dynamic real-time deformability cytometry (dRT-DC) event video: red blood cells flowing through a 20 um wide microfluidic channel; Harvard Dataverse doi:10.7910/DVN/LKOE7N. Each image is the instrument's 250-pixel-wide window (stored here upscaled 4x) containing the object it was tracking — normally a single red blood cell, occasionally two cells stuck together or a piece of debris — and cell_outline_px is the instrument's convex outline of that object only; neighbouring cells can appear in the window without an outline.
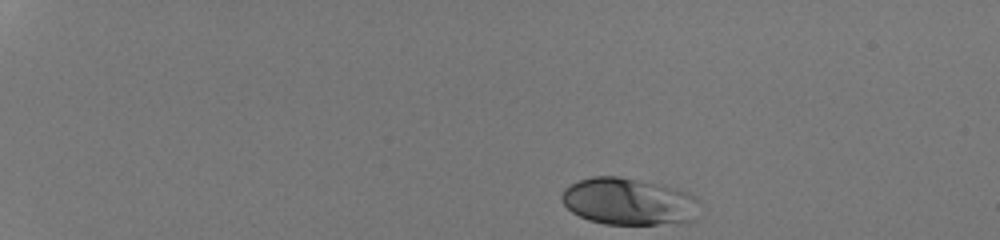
{"species": "human", "species_latin": "Homo sapiens", "temperature_condition": "room temperature", "stored_images_in_passage": 38, "camera_frame_rate_fps": 3000, "um_per_image_px": 0.085, "donor": {"sex": "male"}, "frame": {"image": 1, "passage_image": 1, "time_ms": 0.0, "image_size_px": [1000, 240], "cell_outline_px": [[696, 200], [692, 220], [656, 224], [604, 224], [588, 220], [572, 212], [564, 204], [560, 196], [564, 188], [580, 180], [592, 176], [620, 176], [676, 188], [688, 192]], "centroid_in_image_um": [53.34, 17.11], "position_along_channel_um": 31.7, "area_um2": 37.11}}
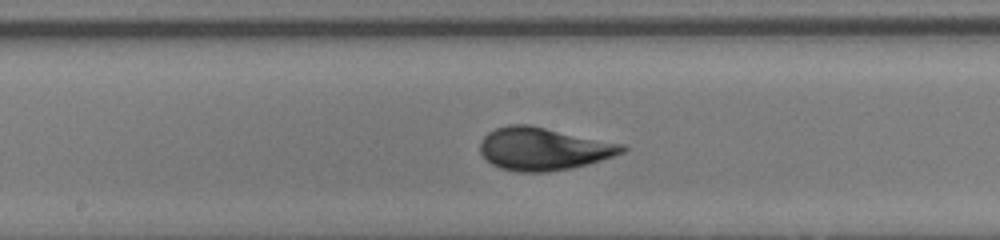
{"frame": {"image": 2, "passage_image": 22, "time_ms": 7.0, "image_size_px": [1000, 240], "cell_outline_px": [[628, 148], [624, 152], [588, 164], [548, 172], [516, 172], [500, 168], [492, 164], [480, 152], [480, 140], [488, 132], [496, 128], [508, 124], [532, 124], [624, 144]], "centroid_in_image_um": [46.18, 12.63], "position_along_channel_um": 202.0, "area_um2": 35.6}}
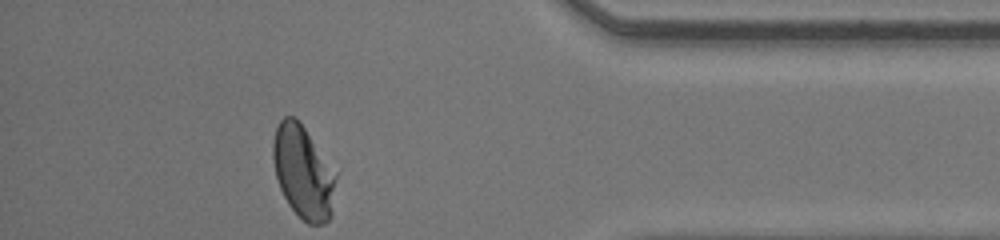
{"frame": {"image": 3, "passage_image": 38, "time_ms": 12.333, "image_size_px": [1000, 240], "cell_outline_px": [[336, 176], [332, 212], [328, 220], [324, 224], [308, 224], [288, 204], [280, 188], [276, 176], [272, 160], [272, 140], [276, 128], [280, 120], [284, 116], [296, 116], [336, 172]], "centroid_in_image_um": [25.75, 14.61], "position_along_channel_um": 409.4, "area_um2": 33.99}, "authors_computed_cell_mechanics": {"area_um2": 34.3621, "velocity_mm_per_s": 4.2842, "shape_relaxation_time_tau1_ms": 2.728, "shape_relaxation_time_tau2_ms": null, "deformation_change_tau1": 0.1638, "deformation_change_tau2": null}}